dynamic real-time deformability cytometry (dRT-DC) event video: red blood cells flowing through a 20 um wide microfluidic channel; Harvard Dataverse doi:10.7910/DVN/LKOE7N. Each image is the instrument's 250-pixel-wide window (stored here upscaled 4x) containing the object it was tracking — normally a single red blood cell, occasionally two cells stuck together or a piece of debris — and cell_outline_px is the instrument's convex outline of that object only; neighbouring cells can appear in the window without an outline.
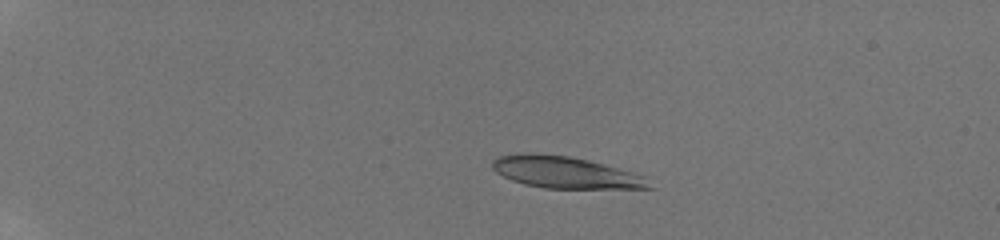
{"species": "human", "species_latin": "Homo sapiens", "temperature_condition": "room temperature", "stored_images_in_passage": 43, "camera_frame_rate_fps": 3000, "um_per_image_px": 0.085, "donor": {"sex": "male"}, "frame": {"image": 1, "passage_image": 6, "time_ms": 4.0, "image_size_px": [1000, 240], "cell_outline_px": [[656, 188], [544, 188], [524, 184], [512, 180], [496, 172], [492, 168], [492, 160], [500, 156], [520, 152], [536, 152], [568, 156], [588, 160], [604, 164], [648, 176]], "centroid_in_image_um": [48.09, 14.64], "position_along_channel_um": 36.9, "area_um2": 29.36}}
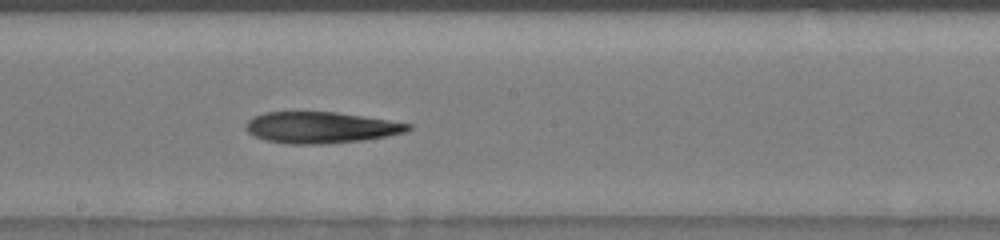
{"frame": {"image": 2, "passage_image": 25, "time_ms": 11.0, "image_size_px": [1000, 240], "cell_outline_px": [[412, 128], [404, 132], [364, 140], [320, 144], [288, 144], [264, 140], [252, 136], [244, 128], [244, 124], [252, 116], [264, 112], [336, 112], [388, 120], [412, 124]], "centroid_in_image_um": [27.18, 10.84], "position_along_channel_um": 221.0, "area_um2": 29.65}}
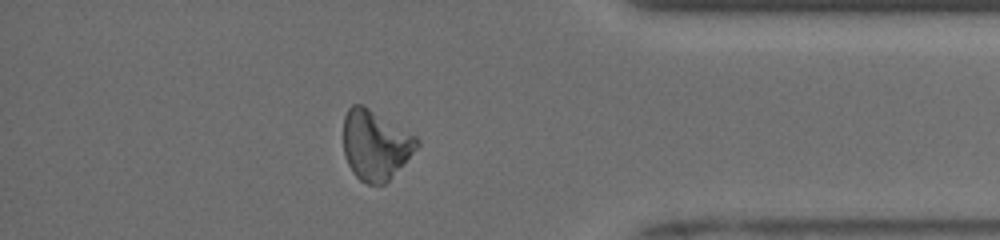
{"frame": {"image": 3, "passage_image": 41, "time_ms": 16.0, "image_size_px": [1000, 240], "cell_outline_px": [[420, 144], [388, 180], [384, 184], [368, 184], [360, 180], [352, 172], [344, 156], [344, 116], [348, 108], [352, 104], [364, 104], [416, 136], [420, 140]], "centroid_in_image_um": [31.88, 12.29], "position_along_channel_um": 403.3, "area_um2": 29.77}}